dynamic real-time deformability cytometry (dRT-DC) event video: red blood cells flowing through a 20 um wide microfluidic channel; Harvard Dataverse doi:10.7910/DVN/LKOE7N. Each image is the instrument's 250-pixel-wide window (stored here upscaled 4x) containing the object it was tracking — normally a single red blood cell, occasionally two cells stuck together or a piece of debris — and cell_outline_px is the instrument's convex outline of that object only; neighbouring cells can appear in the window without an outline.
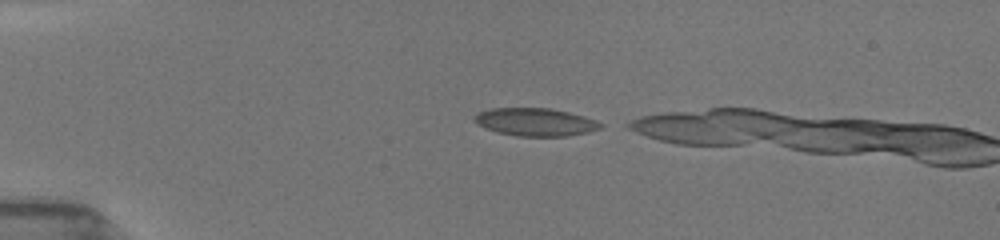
{"species": "common noctule bat (a hibernating species)", "species_latin": "Nyctalus noctula", "temperature_condition": "room temperature", "stored_images_in_passage": 30, "camera_frame_rate_fps": 3000, "um_per_image_px": 0.085, "animal": {"sex": "female", "body_mass_g": 19.5, "forearm_length_mm": 54.1}, "frame": {"image": 1, "passage_image": 2, "time_ms": 0.333, "image_size_px": [1000, 240], "cell_outline_px": [[604, 124], [600, 128], [588, 132], [568, 136], [516, 136], [496, 132], [484, 128], [476, 124], [476, 116], [480, 112], [492, 108], [548, 108], [568, 112], [596, 120]], "centroid_in_image_um": [45.51, 10.38], "position_along_channel_um": 39.5, "area_um2": 20.35}}
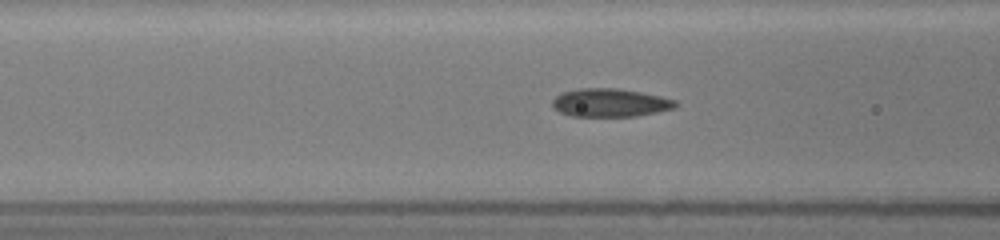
{"frame": {"image": 2, "passage_image": 22, "time_ms": 3.333, "image_size_px": [1000, 240], "cell_outline_px": [[680, 104], [676, 108], [636, 116], [572, 116], [560, 112], [552, 108], [552, 100], [556, 96], [564, 92], [580, 88], [616, 88], [640, 92], [660, 96], [676, 100]], "centroid_in_image_um": [51.88, 8.73], "position_along_channel_um": 114.7, "area_um2": 20.29}}
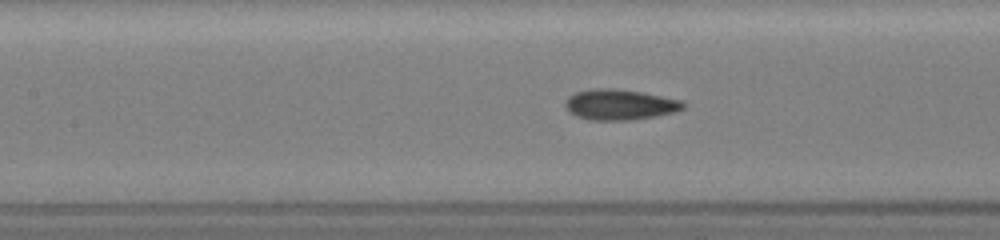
{"frame": {"image": 3, "passage_image": 27, "time_ms": 4.333, "image_size_px": [1000, 240], "cell_outline_px": [[684, 108], [672, 112], [656, 116], [632, 120], [588, 120], [576, 116], [568, 112], [564, 104], [568, 96], [576, 92], [596, 88], [616, 88], [640, 92], [684, 100]], "centroid_in_image_um": [52.65, 8.89], "position_along_channel_um": 154.7, "area_um2": 21.1}}